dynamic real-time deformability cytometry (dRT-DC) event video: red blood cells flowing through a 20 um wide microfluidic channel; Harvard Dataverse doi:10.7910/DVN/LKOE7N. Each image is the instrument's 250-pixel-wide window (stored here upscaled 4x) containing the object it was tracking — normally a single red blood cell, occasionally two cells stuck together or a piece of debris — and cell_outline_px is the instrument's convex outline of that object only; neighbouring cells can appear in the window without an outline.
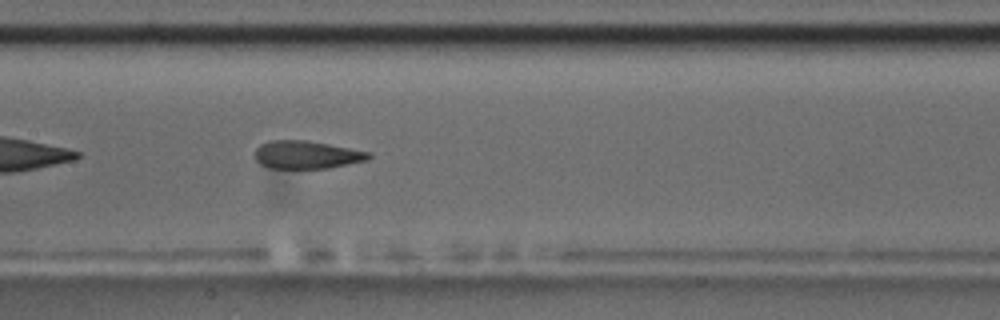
{"species": "common noctule bat (a hibernating species)", "species_latin": "Nyctalus noctula", "temperature_condition": "room temperature", "stored_images_in_passage": 41, "camera_frame_rate_fps": 3000, "um_per_image_px": 0.085, "animal": {"sex": "male", "body_mass_g": 17.5, "forearm_length_mm": 52.3}, "frame": {"image": 1, "passage_image": 12, "time_ms": 3.667, "image_size_px": [1000, 320], "cell_outline_px": [[372, 156], [368, 160], [328, 168], [268, 168], [260, 164], [256, 160], [256, 148], [260, 144], [268, 140], [304, 140], [328, 144], [372, 152]], "centroid_in_image_um": [26.07, 13.15], "position_along_channel_um": 181.3, "area_um2": 18.55}, "authors_computed_cell_mechanics": {"area_um2": 19.7098, "velocity_mm_per_s": 3.6143, "shape_relaxation_time_tau1_ms": null, "shape_relaxation_time_tau2_ms": 1.3596, "deformation_change_tau1": null, "deformation_change_tau2": 0.0963}}